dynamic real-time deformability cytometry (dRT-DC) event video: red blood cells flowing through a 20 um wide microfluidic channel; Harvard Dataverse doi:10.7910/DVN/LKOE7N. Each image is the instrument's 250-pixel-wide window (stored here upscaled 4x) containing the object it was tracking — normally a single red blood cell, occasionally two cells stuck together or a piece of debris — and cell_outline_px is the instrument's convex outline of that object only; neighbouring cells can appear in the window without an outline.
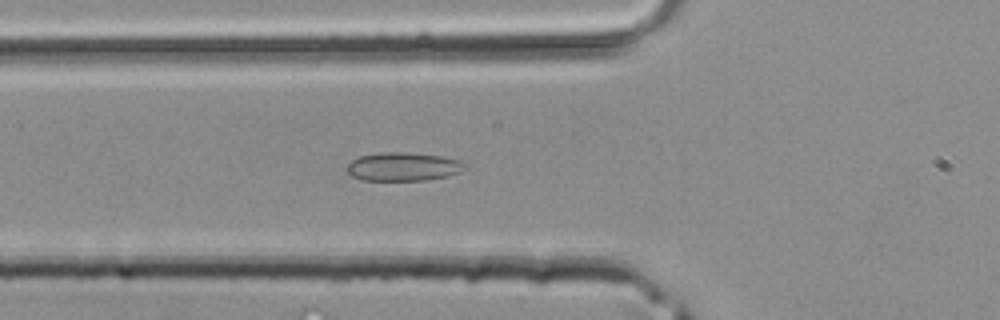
{"species": "common noctule bat (a hibernating species)", "species_latin": "Nyctalus noctula", "temperature_condition": "room temperature", "stored_images_in_passage": 41, "camera_frame_rate_fps": 3000, "um_per_image_px": 0.085, "animal": {"sex": "male", "body_mass_g": 20.4}, "frame": {"image": 1, "passage_image": 14, "time_ms": 4.333, "image_size_px": [1000, 320], "cell_outline_px": [[468, 168], [460, 172], [448, 176], [424, 180], [360, 180], [352, 176], [344, 168], [352, 160], [360, 156], [380, 152], [408, 152], [444, 156], [460, 160], [468, 164]], "centroid_in_image_um": [34.31, 14.16], "position_along_channel_um": 91.5, "area_um2": 19.94}}
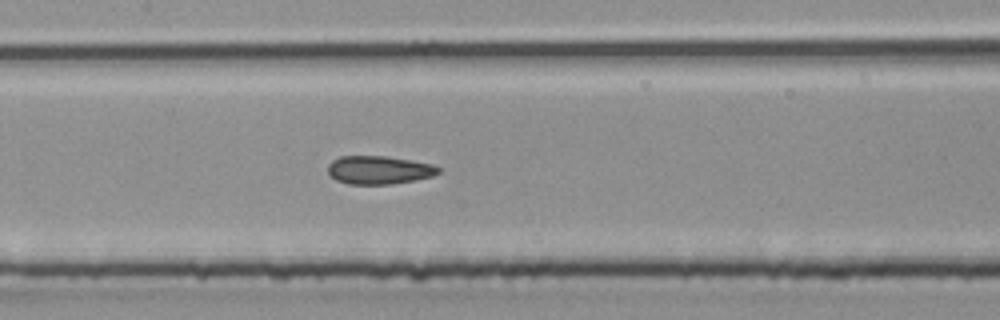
{"frame": {"image": 2, "passage_image": 19, "time_ms": 6.0, "image_size_px": [1000, 320], "cell_outline_px": [[440, 172], [432, 176], [392, 184], [348, 184], [336, 180], [328, 172], [328, 164], [332, 160], [340, 156], [388, 156], [412, 160], [432, 164], [440, 168]], "centroid_in_image_um": [32.2, 14.44], "position_along_channel_um": 175.2, "area_um2": 18.21}}
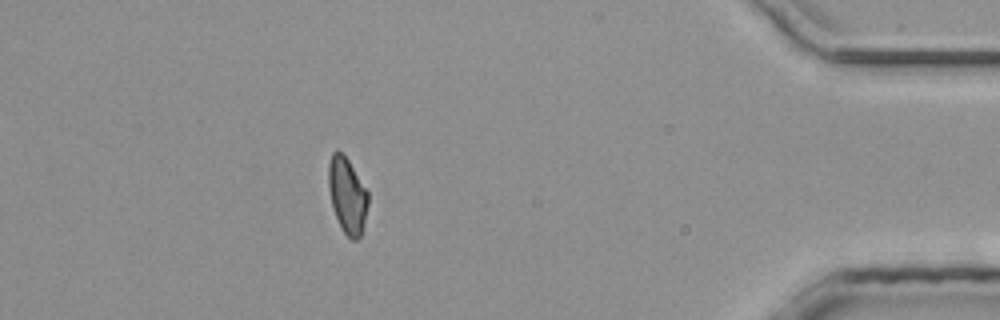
{"frame": {"image": 3, "passage_image": 36, "time_ms": 11.667, "image_size_px": [1000, 320], "cell_outline_px": [[368, 204], [360, 236], [356, 240], [352, 240], [344, 232], [336, 216], [332, 204], [328, 188], [328, 164], [332, 152], [340, 152], [348, 160], [368, 192]], "centroid_in_image_um": [29.5, 16.6], "position_along_channel_um": 405.7, "area_um2": 17.05}}